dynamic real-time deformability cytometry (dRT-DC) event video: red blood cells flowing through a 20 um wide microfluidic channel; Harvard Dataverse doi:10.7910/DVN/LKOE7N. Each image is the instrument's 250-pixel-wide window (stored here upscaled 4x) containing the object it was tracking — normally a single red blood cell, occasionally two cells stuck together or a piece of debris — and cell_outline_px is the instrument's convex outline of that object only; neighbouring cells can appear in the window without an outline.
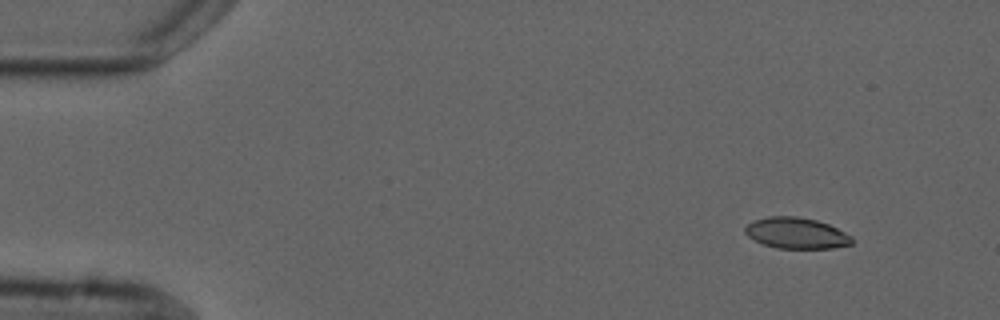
{"species": "common noctule bat (a hibernating species)", "species_latin": "Nyctalus noctula", "temperature_condition": "cold", "stored_images_in_passage": 4, "camera_frame_rate_fps": 3000, "um_per_image_px": 0.085, "animal": {"sex": "male", "forearm_length_mm": 52.5}, "frame": {"image": 1, "passage_image": 1, "time_ms": 0.0, "image_size_px": [1000, 320], "cell_outline_px": [[852, 244], [832, 248], [776, 248], [752, 240], [744, 232], [744, 228], [748, 224], [756, 220], [768, 216], [796, 216], [816, 220], [828, 224], [852, 236]], "centroid_in_image_um": [67.67, 19.82], "position_along_channel_um": 17.3, "area_um2": 19.25}}
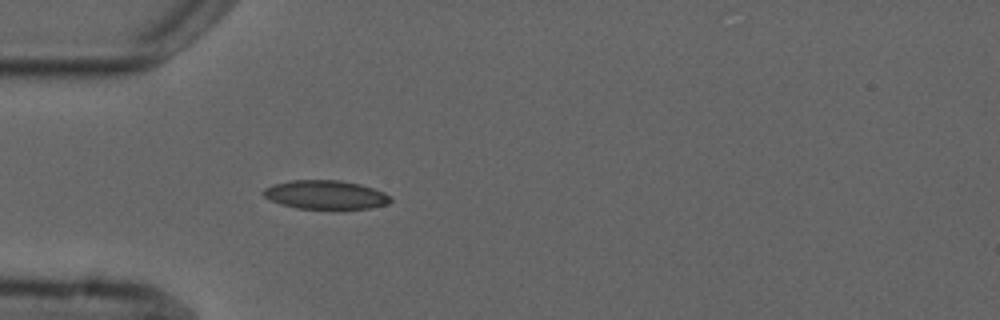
{"frame": {"image": 2, "passage_image": 4, "time_ms": 3.667, "image_size_px": [1000, 320], "cell_outline_px": [[392, 200], [388, 204], [368, 208], [296, 208], [280, 204], [264, 196], [260, 192], [264, 188], [272, 184], [292, 180], [340, 180], [360, 184], [384, 192]], "centroid_in_image_um": [27.63, 16.54], "position_along_channel_um": 57.4, "area_um2": 21.15}}